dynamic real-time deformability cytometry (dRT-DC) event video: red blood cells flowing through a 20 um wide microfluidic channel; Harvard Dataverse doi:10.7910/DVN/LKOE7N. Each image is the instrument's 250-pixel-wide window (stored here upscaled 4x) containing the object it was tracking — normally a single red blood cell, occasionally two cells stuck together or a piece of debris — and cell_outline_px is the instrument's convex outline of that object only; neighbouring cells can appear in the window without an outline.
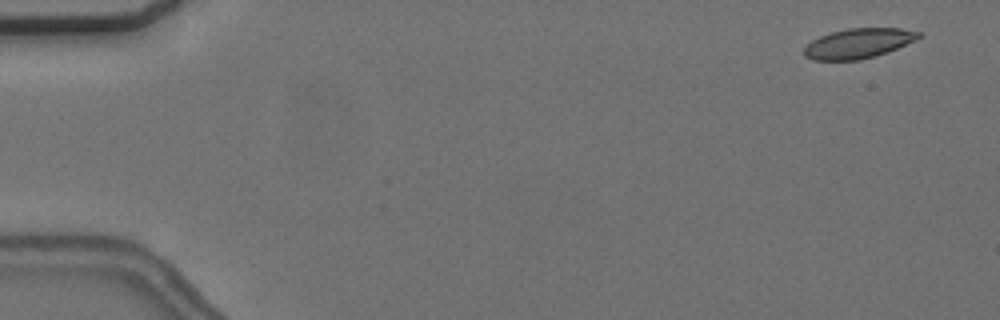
{"species": "common noctule bat (a hibernating species)", "species_latin": "Nyctalus noctula", "temperature_condition": "cold", "stored_images_in_passage": 4, "camera_frame_rate_fps": 3000, "um_per_image_px": 0.085, "animal": {"sex": "female", "body_mass_g": 24.6, "forearm_length_mm": 56.2}, "frame": {"image": 1, "passage_image": 1, "time_ms": 0.0, "image_size_px": [1000, 320], "cell_outline_px": [[924, 36], [888, 52], [876, 56], [860, 60], [812, 60], [804, 56], [804, 48], [812, 40], [820, 36], [832, 32], [848, 28], [900, 28], [920, 32]], "centroid_in_image_um": [72.97, 3.69], "position_along_channel_um": 12.0, "area_um2": 20.0}}